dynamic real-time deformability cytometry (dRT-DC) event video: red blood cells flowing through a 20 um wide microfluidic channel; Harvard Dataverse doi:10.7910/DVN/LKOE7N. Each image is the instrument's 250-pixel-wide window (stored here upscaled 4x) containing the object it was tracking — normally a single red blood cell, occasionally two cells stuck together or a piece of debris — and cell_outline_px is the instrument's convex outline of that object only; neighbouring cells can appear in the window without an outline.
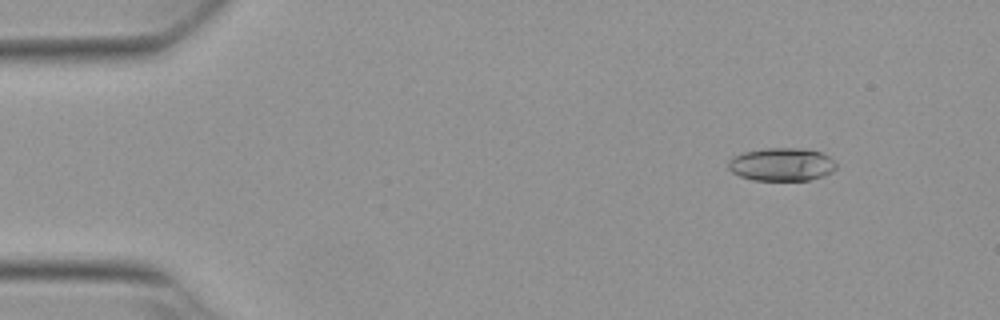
{"species": "Egyptian fruit bat (a non-hibernating species)", "species_latin": "Rousettus aegyptiacus", "temperature_condition": "warm", "stored_images_in_passage": 53, "camera_frame_rate_fps": 3000, "um_per_image_px": 0.085, "animal": {"sex": "female"}, "frame": {"image": 1, "passage_image": 6, "time_ms": 1.667, "image_size_px": [1000, 320], "cell_outline_px": [[836, 168], [832, 172], [824, 176], [808, 180], [752, 180], [740, 176], [732, 172], [728, 168], [728, 160], [744, 152], [764, 148], [800, 148], [820, 152], [828, 156], [836, 164]], "centroid_in_image_um": [66.44, 13.98], "position_along_channel_um": 18.6, "area_um2": 20.75}}
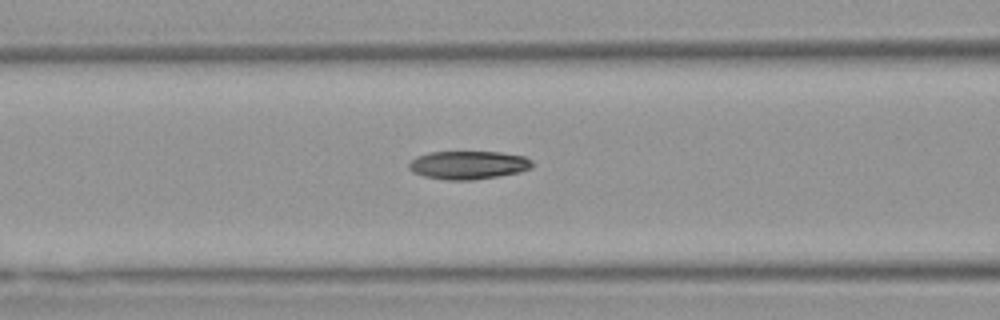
{"frame": {"image": 2, "passage_image": 22, "time_ms": 7.0, "image_size_px": [1000, 320], "cell_outline_px": [[536, 164], [532, 168], [520, 172], [472, 180], [444, 180], [424, 176], [412, 172], [408, 168], [408, 164], [416, 156], [428, 152], [500, 152], [524, 156], [532, 160]], "centroid_in_image_um": [39.81, 14.02], "position_along_channel_um": 126.8, "area_um2": 20.52}}
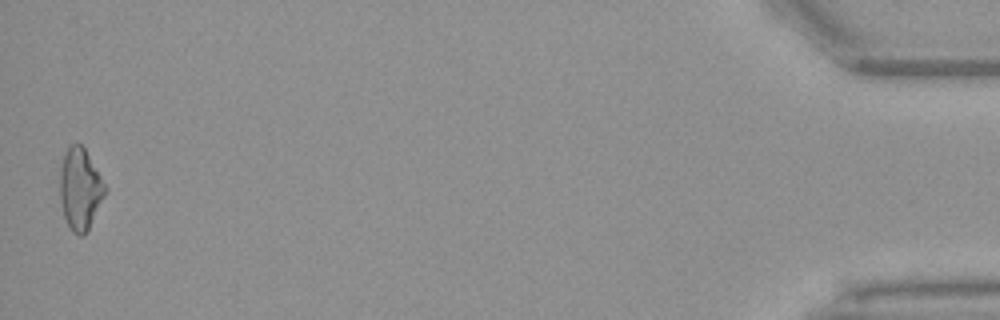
{"frame": {"image": 3, "passage_image": 53, "time_ms": 17.333, "image_size_px": [1000, 320], "cell_outline_px": [[108, 188], [84, 236], [80, 236], [72, 232], [64, 216], [60, 200], [60, 168], [64, 152], [72, 144], [80, 144], [84, 148]], "centroid_in_image_um": [6.8, 16.06], "position_along_channel_um": 428.4, "area_um2": 21.21}, "authors_computed_cell_mechanics": {"area_um2": 20.7502, "velocity_mm_per_s": 3.8332, "shape_relaxation_time_tau1_ms": 8.9005, "shape_relaxation_time_tau2_ms": 5.0195, "deformation_change_tau1": 0.2218, "deformation_change_tau2": 0.118}}